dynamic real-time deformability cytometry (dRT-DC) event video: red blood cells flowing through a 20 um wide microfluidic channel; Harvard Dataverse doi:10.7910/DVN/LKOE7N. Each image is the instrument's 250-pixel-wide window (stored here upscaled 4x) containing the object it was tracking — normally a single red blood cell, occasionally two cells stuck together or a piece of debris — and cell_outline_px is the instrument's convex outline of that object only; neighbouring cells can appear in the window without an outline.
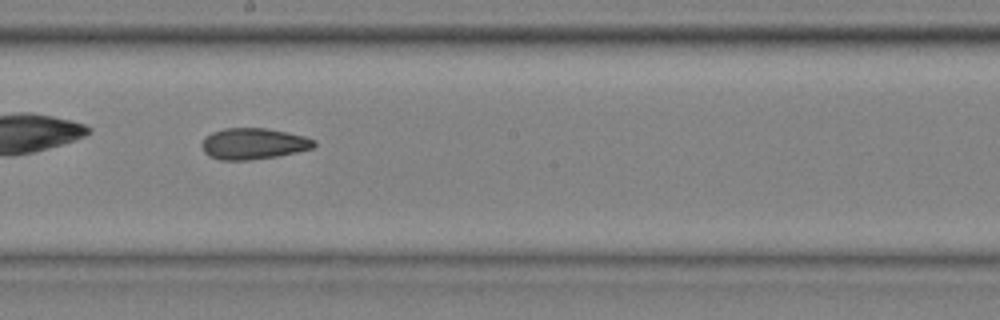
{"species": "common noctule bat (a hibernating species)", "species_latin": "Nyctalus noctula", "temperature_condition": "cold", "stored_images_in_passage": 34, "camera_frame_rate_fps": 3000, "um_per_image_px": 0.085, "animal": {"sex": "male", "body_mass_g": 20.4}, "frame": {"image": 1, "passage_image": 15, "time_ms": 4.667, "image_size_px": [1000, 320], "cell_outline_px": [[316, 144], [312, 148], [296, 152], [276, 156], [248, 160], [220, 160], [208, 156], [204, 152], [200, 144], [204, 136], [212, 132], [224, 128], [264, 128], [304, 136], [316, 140]], "centroid_in_image_um": [21.48, 12.21], "position_along_channel_um": 226.7, "area_um2": 20.4}}
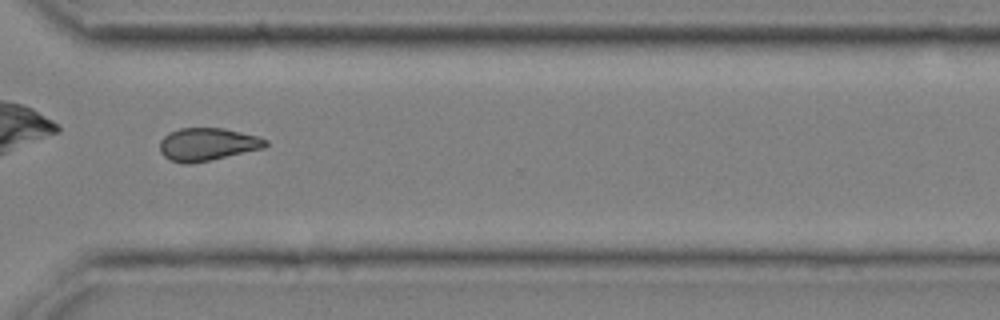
{"frame": {"image": 2, "passage_image": 25, "time_ms": 8.0, "image_size_px": [1000, 320], "cell_outline_px": [[268, 144], [264, 148], [192, 164], [184, 164], [168, 160], [160, 152], [160, 140], [168, 132], [180, 128], [224, 128], [256, 136], [268, 140]], "centroid_in_image_um": [17.59, 12.27], "position_along_channel_um": 353.0, "area_um2": 20.29}, "authors_computed_cell_mechanics": {"area_um2": 20.2878, "velocity_mm_per_s": 3.7816, "shape_relaxation_time_tau1_ms": null, "shape_relaxation_time_tau2_ms": 5.3505, "deformation_change_tau1": null, "deformation_change_tau2": 0.1183}}